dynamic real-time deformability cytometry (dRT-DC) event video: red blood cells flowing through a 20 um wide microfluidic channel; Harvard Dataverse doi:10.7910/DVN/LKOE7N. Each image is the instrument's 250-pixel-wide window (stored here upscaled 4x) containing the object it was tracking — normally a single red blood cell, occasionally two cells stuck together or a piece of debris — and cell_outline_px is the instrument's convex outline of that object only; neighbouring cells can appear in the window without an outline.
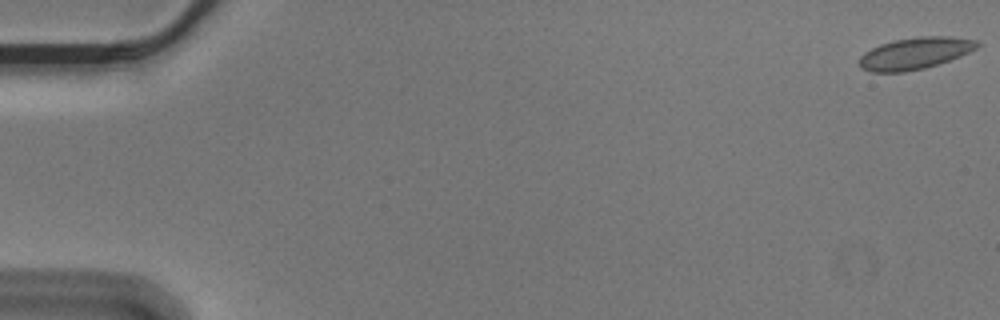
{"species": "Egyptian fruit bat (a non-hibernating species)", "species_latin": "Rousettus aegyptiacus", "temperature_condition": "cold", "stored_images_in_passage": 52, "camera_frame_rate_fps": 3000, "um_per_image_px": 0.085, "animal": {"sex": "male"}, "frame": {"image": 1, "passage_image": 1, "time_ms": 0.0, "image_size_px": [1000, 320], "cell_outline_px": [[980, 44], [976, 48], [960, 56], [924, 68], [904, 72], [872, 72], [860, 68], [860, 56], [864, 52], [880, 44], [892, 40], [916, 36], [952, 36], [976, 40]], "centroid_in_image_um": [77.75, 4.52], "position_along_channel_um": 7.3, "area_um2": 21.79}}
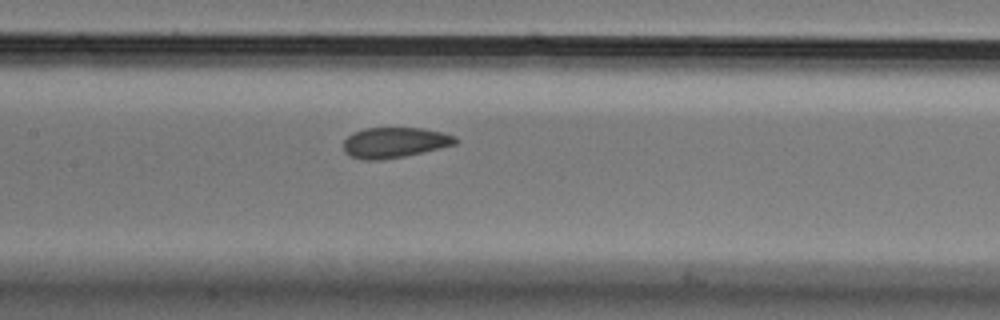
{"frame": {"image": 2, "passage_image": 28, "time_ms": 9.0, "image_size_px": [1000, 320], "cell_outline_px": [[460, 140], [456, 144], [440, 148], [404, 156], [380, 160], [360, 160], [344, 152], [344, 140], [352, 132], [364, 128], [420, 128], [440, 132], [456, 136]], "centroid_in_image_um": [33.53, 12.11], "position_along_channel_um": 173.9, "area_um2": 19.88}}
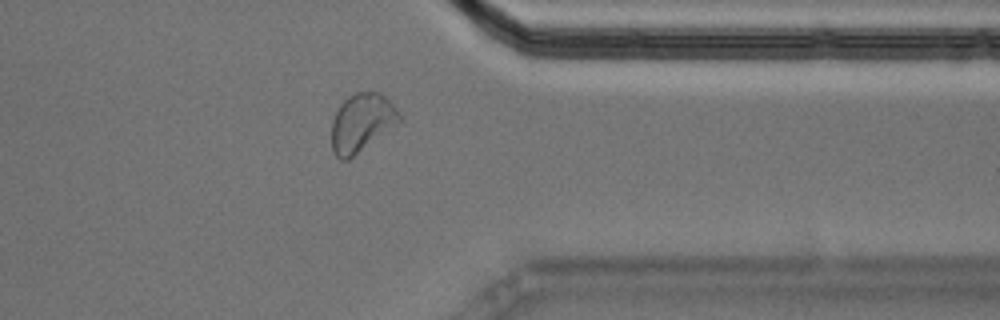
{"frame": {"image": 3, "passage_image": 46, "time_ms": 15.0, "image_size_px": [1000, 320], "cell_outline_px": [[400, 120], [348, 160], [340, 160], [332, 152], [332, 120], [340, 104], [348, 96], [356, 92], [380, 92], [396, 108], [400, 116]], "centroid_in_image_um": [30.69, 10.42], "position_along_channel_um": 380.7, "area_um2": 22.43}}